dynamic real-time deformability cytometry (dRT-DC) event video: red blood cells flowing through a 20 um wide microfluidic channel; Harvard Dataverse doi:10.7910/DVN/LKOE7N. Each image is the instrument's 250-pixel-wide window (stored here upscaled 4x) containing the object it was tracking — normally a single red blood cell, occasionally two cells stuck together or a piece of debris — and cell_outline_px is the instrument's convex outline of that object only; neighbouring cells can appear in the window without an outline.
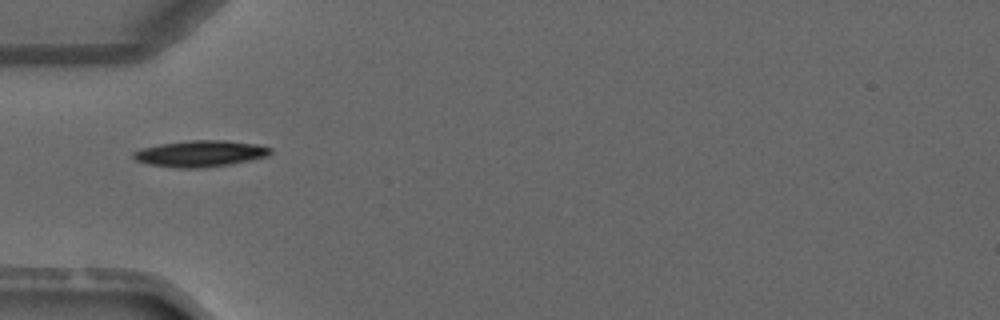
{"species": "common noctule bat (a hibernating species)", "species_latin": "Nyctalus noctula", "temperature_condition": "warm", "stored_images_in_passage": 3, "camera_frame_rate_fps": 3000, "um_per_image_px": 0.085, "animal": {"sex": "male", "forearm_length_mm": 52.5}, "frame": {"image": 1, "passage_image": 2, "time_ms": 1.0, "image_size_px": [1000, 320], "cell_outline_px": [[272, 152], [268, 156], [228, 164], [204, 168], [176, 168], [148, 164], [132, 160], [132, 152], [140, 148], [160, 144], [192, 140], [224, 140], [256, 144], [272, 148]], "centroid_in_image_um": [16.96, 13.06], "position_along_channel_um": 68.0, "area_um2": 21.1}}